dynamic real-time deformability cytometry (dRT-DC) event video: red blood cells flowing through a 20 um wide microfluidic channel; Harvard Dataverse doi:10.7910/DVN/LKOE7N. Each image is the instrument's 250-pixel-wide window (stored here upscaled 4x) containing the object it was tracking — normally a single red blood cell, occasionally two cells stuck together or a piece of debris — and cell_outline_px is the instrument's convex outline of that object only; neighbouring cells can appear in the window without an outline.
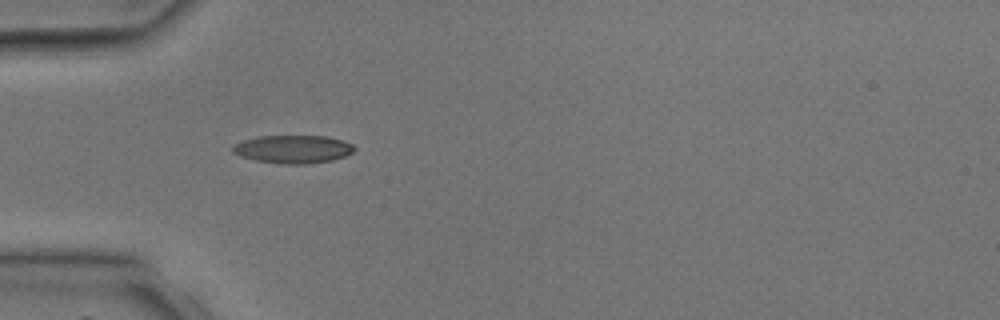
{"species": "common noctule bat (a hibernating species)", "species_latin": "Nyctalus noctula", "temperature_condition": "room temperature", "stored_images_in_passage": 4, "camera_frame_rate_fps": 3000, "um_per_image_px": 0.085, "animal": {"sex": "male", "body_mass_g": 17.9, "forearm_length_mm": 54.2}, "frame": {"image": 1, "passage_image": 4, "time_ms": 4.0, "image_size_px": [1000, 320], "cell_outline_px": [[356, 148], [352, 152], [344, 156], [332, 160], [308, 164], [284, 164], [256, 160], [240, 156], [232, 152], [232, 148], [236, 144], [244, 140], [260, 136], [328, 136], [352, 144]], "centroid_in_image_um": [24.92, 12.68], "position_along_channel_um": 60.1, "area_um2": 19.71}}